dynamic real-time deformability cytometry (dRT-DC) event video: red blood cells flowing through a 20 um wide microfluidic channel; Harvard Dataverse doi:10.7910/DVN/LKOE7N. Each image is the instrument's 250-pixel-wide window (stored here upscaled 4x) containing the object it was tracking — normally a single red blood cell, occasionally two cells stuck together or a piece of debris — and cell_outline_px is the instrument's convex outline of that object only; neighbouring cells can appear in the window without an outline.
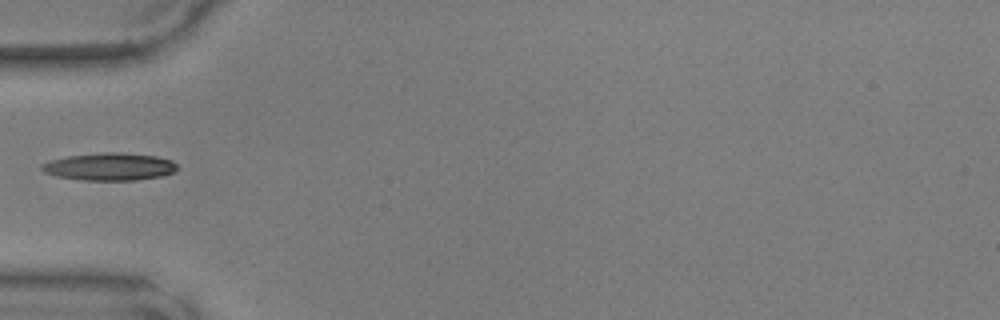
{"species": "common noctule bat (a hibernating species)", "species_latin": "Nyctalus noctula", "temperature_condition": "warm", "stored_images_in_passage": 33, "camera_frame_rate_fps": 3000, "um_per_image_px": 0.085, "animal": {"sex": "male", "body_mass_g": 17.9, "forearm_length_mm": 54.2}, "frame": {"image": 1, "passage_image": 1, "time_ms": 0.0, "image_size_px": [1000, 320], "cell_outline_px": [[180, 168], [172, 172], [160, 176], [136, 180], [80, 180], [56, 176], [44, 172], [40, 168], [40, 164], [52, 160], [68, 156], [104, 152], [116, 152], [156, 156], [172, 160]], "centroid_in_image_um": [9.31, 14.17], "position_along_channel_um": 75.7, "area_um2": 21.68}}
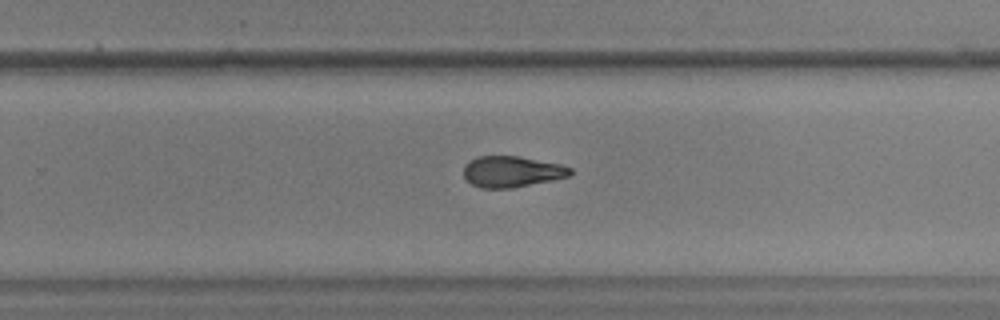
{"frame": {"image": 2, "passage_image": 16, "time_ms": 5.0, "image_size_px": [1000, 320], "cell_outline_px": [[572, 172], [568, 176], [552, 180], [512, 188], [480, 188], [472, 184], [464, 176], [464, 164], [476, 156], [520, 156], [560, 164], [572, 168]], "centroid_in_image_um": [43.49, 14.58], "position_along_channel_um": 286.3, "area_um2": 19.31}}
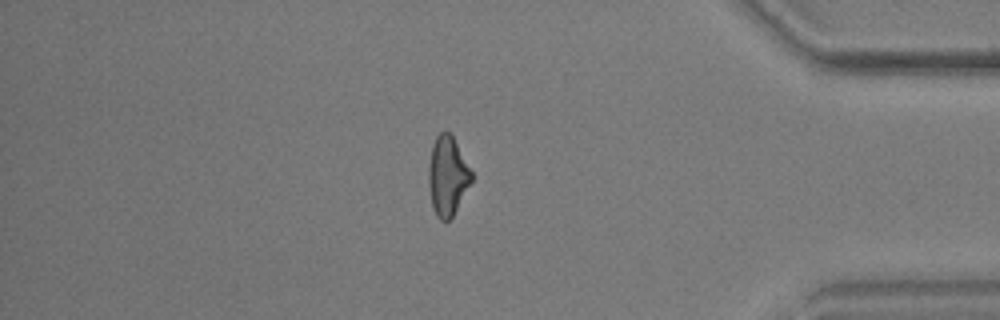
{"frame": {"image": 3, "passage_image": 26, "time_ms": 8.333, "image_size_px": [1000, 320], "cell_outline_px": [[472, 180], [452, 216], [448, 220], [440, 220], [436, 216], [432, 208], [428, 184], [428, 168], [432, 144], [436, 136], [440, 132], [448, 132], [452, 136], [472, 172]], "centroid_in_image_um": [38.0, 14.96], "position_along_channel_um": 397.2, "area_um2": 19.54}}